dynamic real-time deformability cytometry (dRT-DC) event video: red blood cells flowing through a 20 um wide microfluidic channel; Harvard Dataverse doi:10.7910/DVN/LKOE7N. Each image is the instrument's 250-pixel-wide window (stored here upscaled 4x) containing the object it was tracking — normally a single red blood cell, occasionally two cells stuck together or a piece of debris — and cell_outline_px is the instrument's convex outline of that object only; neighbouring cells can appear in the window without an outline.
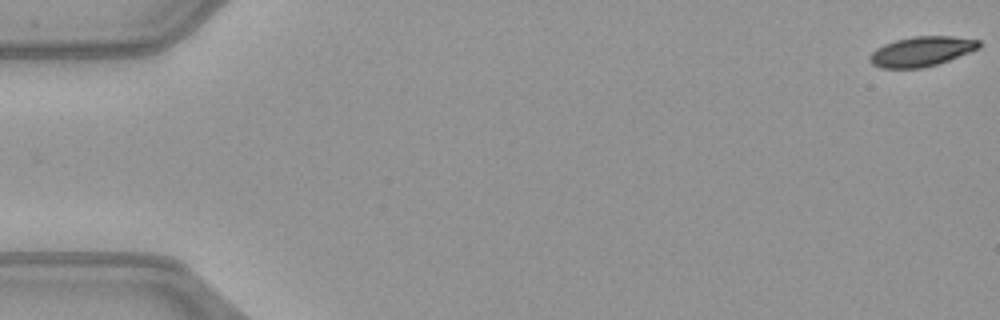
{"species": "common noctule bat (a hibernating species)", "species_latin": "Nyctalus noctula", "temperature_condition": "warm", "stored_images_in_passage": 52, "camera_frame_rate_fps": 3000, "um_per_image_px": 0.085, "animal": {"sex": "female", "body_mass_g": 21.9}, "frame": {"image": 1, "passage_image": 1, "time_ms": 0.0, "image_size_px": [1000, 320], "cell_outline_px": [[980, 48], [948, 60], [924, 68], [880, 68], [872, 64], [868, 60], [868, 56], [876, 48], [884, 44], [896, 40], [912, 36], [952, 36], [980, 40]], "centroid_in_image_um": [78.3, 4.37], "position_along_channel_um": 6.7, "area_um2": 19.02}}
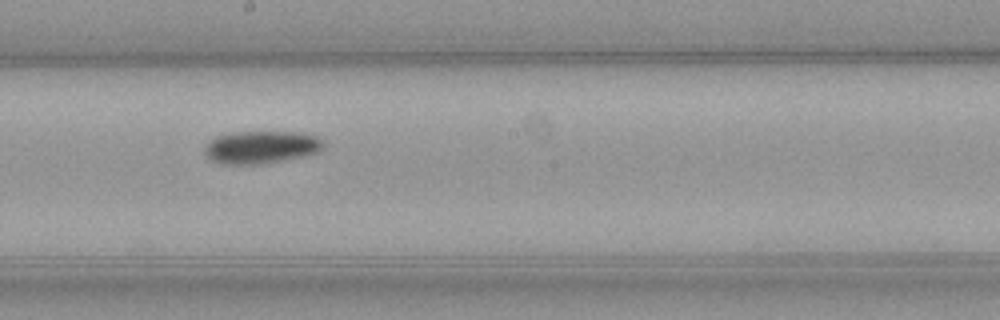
{"frame": {"image": 2, "passage_image": 29, "time_ms": 9.333, "image_size_px": [1000, 320], "cell_outline_px": [[324, 144], [316, 152], [304, 156], [264, 164], [220, 164], [212, 160], [204, 152], [204, 148], [208, 140], [216, 136], [236, 132], [300, 132], [316, 136], [324, 140]], "centroid_in_image_um": [22.17, 12.51], "position_along_channel_um": 226.0, "area_um2": 22.66}}
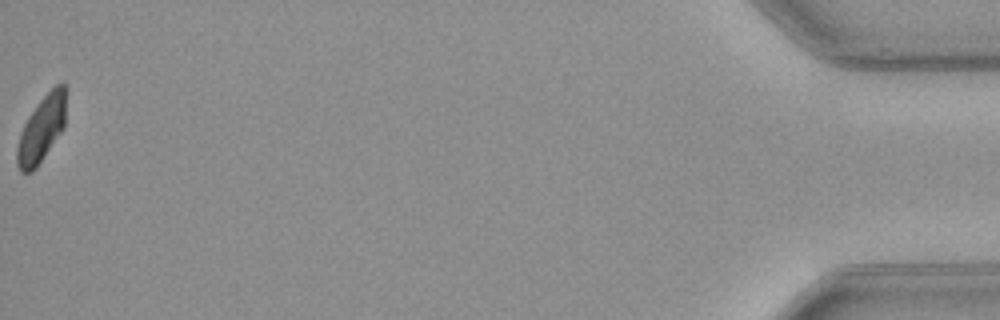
{"frame": {"image": 3, "passage_image": 52, "time_ms": 17.0, "image_size_px": [1000, 320], "cell_outline_px": [[68, 88], [64, 128], [36, 168], [32, 172], [20, 172], [16, 164], [16, 148], [20, 132], [28, 116], [40, 100], [56, 84], [64, 84]], "centroid_in_image_um": [3.55, 10.95], "position_along_channel_um": 431.6, "area_um2": 19.19}, "authors_computed_cell_mechanics": {"area_um2": 20.808, "velocity_mm_per_s": 4.053, "shape_relaxation_time_tau1_ms": 2.7981, "shape_relaxation_time_tau2_ms": null, "deformation_change_tau1": 0.1149, "deformation_change_tau2": null}}